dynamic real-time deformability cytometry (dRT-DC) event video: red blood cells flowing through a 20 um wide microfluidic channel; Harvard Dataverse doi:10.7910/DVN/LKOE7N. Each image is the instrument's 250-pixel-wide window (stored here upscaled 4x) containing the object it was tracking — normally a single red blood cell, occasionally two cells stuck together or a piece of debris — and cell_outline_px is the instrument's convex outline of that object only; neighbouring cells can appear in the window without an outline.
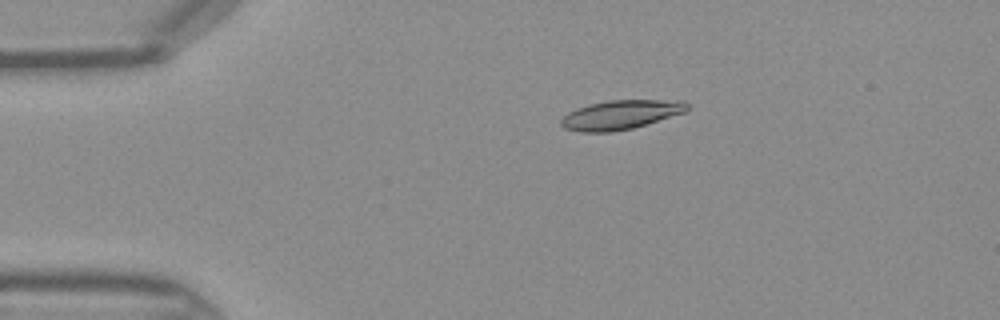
{"species": "Egyptian fruit bat (a non-hibernating species)", "species_latin": "Rousettus aegyptiacus", "temperature_condition": "warm", "stored_images_in_passage": 45, "camera_frame_rate_fps": 3000, "um_per_image_px": 0.085, "frame": {"image": 1, "passage_image": 9, "time_ms": 2.667, "image_size_px": [1000, 320], "cell_outline_px": [[688, 108], [684, 112], [632, 128], [612, 132], [580, 132], [564, 128], [560, 124], [560, 120], [568, 112], [576, 108], [588, 104], [608, 100], [684, 100], [688, 104]], "centroid_in_image_um": [52.71, 9.75], "position_along_channel_um": 32.3, "area_um2": 21.39}}
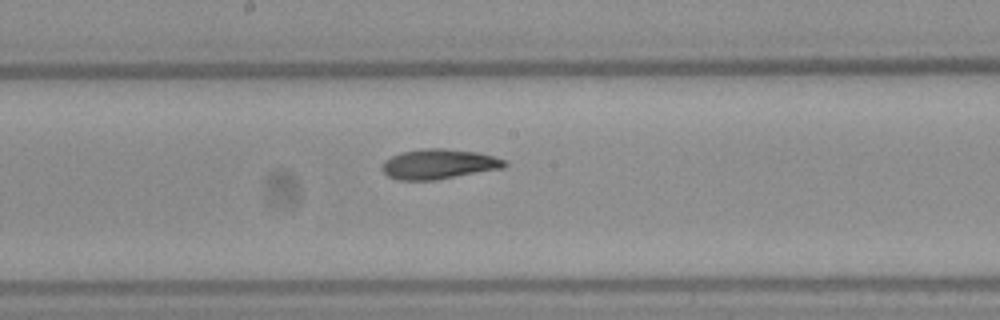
{"frame": {"image": 2, "passage_image": 24, "time_ms": 7.667, "image_size_px": [1000, 320], "cell_outline_px": [[508, 164], [504, 168], [436, 180], [396, 180], [388, 176], [384, 172], [384, 160], [400, 152], [428, 148], [444, 148], [476, 152], [492, 156], [504, 160]], "centroid_in_image_um": [37.31, 13.95], "position_along_channel_um": 210.9, "area_um2": 21.27}}
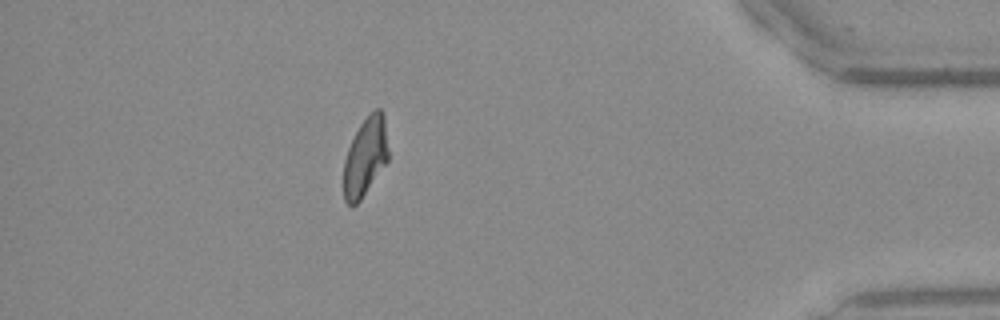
{"frame": {"image": 3, "passage_image": 40, "time_ms": 13.0, "image_size_px": [1000, 320], "cell_outline_px": [[388, 160], [360, 200], [356, 204], [348, 204], [344, 200], [344, 160], [348, 148], [360, 124], [376, 108], [380, 108], [384, 116], [388, 148]], "centroid_in_image_um": [31.05, 13.32], "position_along_channel_um": 404.1, "area_um2": 20.06}}